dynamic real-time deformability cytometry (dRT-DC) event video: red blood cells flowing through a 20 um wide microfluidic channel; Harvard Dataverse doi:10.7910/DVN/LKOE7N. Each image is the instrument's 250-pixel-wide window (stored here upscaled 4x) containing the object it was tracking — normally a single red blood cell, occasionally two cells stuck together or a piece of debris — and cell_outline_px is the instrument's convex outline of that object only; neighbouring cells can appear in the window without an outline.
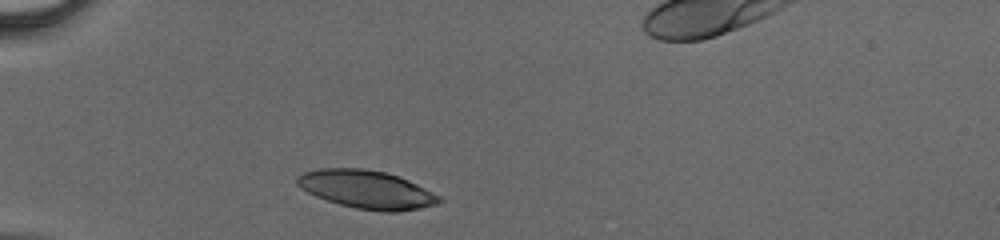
{"species": "human", "species_latin": "Homo sapiens", "temperature_condition": "cold", "stored_images_in_passage": 27, "camera_frame_rate_fps": 3000, "um_per_image_px": 0.085, "donor": {"sex": "male"}, "frame": {"image": 1, "passage_image": 1, "time_ms": 0.0, "image_size_px": [1000, 240], "cell_outline_px": [[444, 200], [440, 204], [420, 208], [396, 212], [380, 212], [356, 208], [340, 204], [316, 196], [300, 188], [296, 184], [296, 176], [300, 172], [320, 168], [364, 168], [384, 172], [408, 180], [440, 196]], "centroid_in_image_um": [31.15, 16.1], "position_along_channel_um": 53.9, "area_um2": 31.73}}
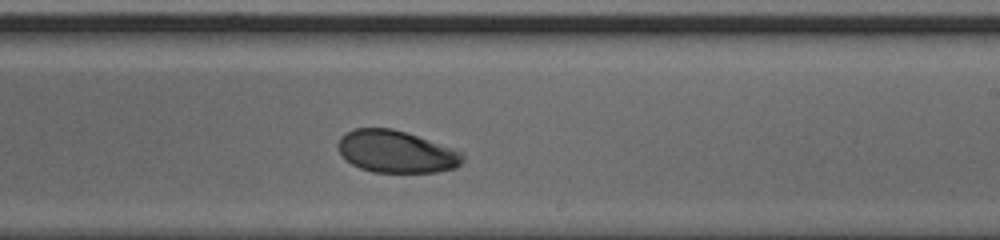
{"frame": {"image": 2, "passage_image": 16, "time_ms": 5.0, "image_size_px": [1000, 240], "cell_outline_px": [[464, 160], [456, 168], [436, 172], [372, 172], [360, 168], [344, 160], [340, 156], [336, 148], [336, 144], [340, 136], [344, 132], [356, 128], [392, 128], [464, 152]], "centroid_in_image_um": [33.62, 12.9], "position_along_channel_um": 255.4, "area_um2": 30.92}}
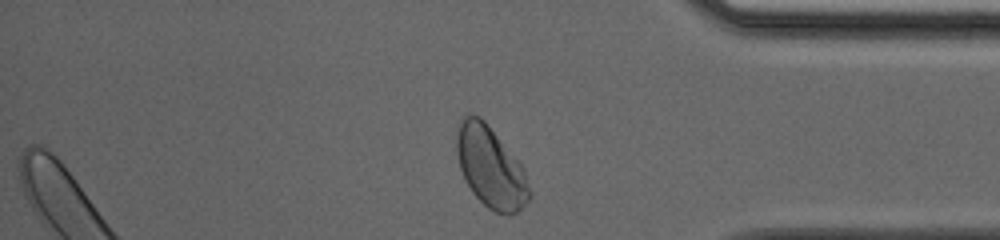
{"frame": {"image": 3, "passage_image": 26, "time_ms": 8.333, "image_size_px": [1000, 240], "cell_outline_px": [[532, 196], [516, 212], [496, 212], [488, 208], [472, 192], [460, 168], [456, 152], [456, 132], [460, 120], [464, 116], [480, 116], [484, 120], [524, 168], [532, 192]], "centroid_in_image_um": [41.7, 14.2], "position_along_channel_um": 393.5, "area_um2": 33.81}}